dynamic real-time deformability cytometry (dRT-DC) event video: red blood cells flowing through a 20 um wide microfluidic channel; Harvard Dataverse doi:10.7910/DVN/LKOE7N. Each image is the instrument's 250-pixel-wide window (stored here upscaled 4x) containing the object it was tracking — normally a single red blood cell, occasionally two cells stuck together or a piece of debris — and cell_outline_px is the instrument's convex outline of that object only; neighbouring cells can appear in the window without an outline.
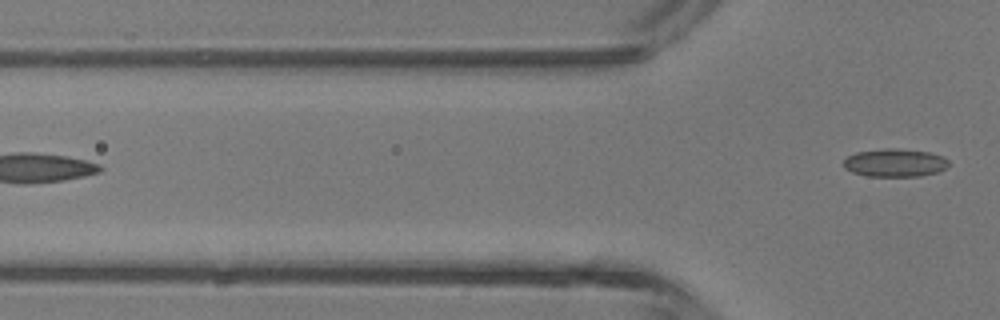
{"species": "common noctule bat (a hibernating species)", "species_latin": "Nyctalus noctula", "temperature_condition": "room temperature", "stored_images_in_passage": 6, "camera_frame_rate_fps": 3000, "um_per_image_px": 0.085, "animal": {"sex": "male", "body_mass_g": 13.3}, "frame": {"image": 1, "passage_image": 6, "time_ms": 5.667, "image_size_px": [1000, 320], "cell_outline_px": [[948, 168], [936, 172], [920, 176], [868, 176], [852, 172], [844, 168], [840, 164], [848, 156], [856, 152], [884, 148], [896, 148], [932, 152], [948, 160]], "centroid_in_image_um": [76.04, 13.83], "position_along_channel_um": 49.8, "area_um2": 17.34}}